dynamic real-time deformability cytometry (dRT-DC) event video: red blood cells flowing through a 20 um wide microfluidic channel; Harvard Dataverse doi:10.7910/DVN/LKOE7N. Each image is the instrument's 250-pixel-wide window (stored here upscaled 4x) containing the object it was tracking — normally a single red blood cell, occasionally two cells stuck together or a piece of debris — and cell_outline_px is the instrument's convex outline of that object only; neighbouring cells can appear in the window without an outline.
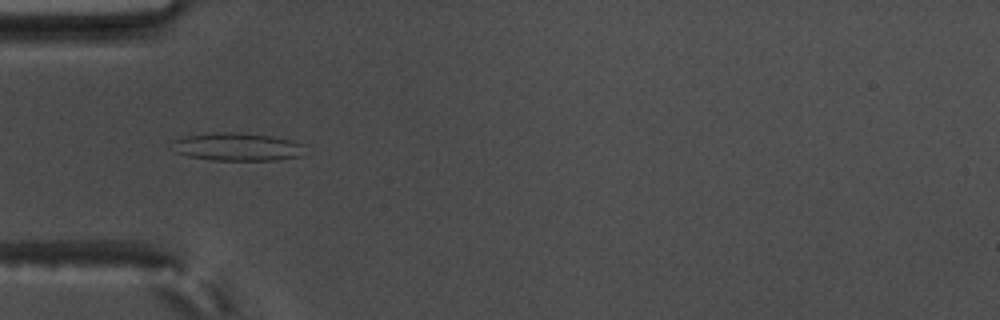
{"species": "common noctule bat (a hibernating species)", "species_latin": "Nyctalus noctula", "temperature_condition": "warm", "stored_images_in_passage": 43, "camera_frame_rate_fps": 3000, "um_per_image_px": 0.085, "animal": {"sex": "male", "body_mass_g": 17.5, "forearm_length_mm": 52.3}, "frame": {"image": 1, "passage_image": 4, "time_ms": 1.0, "image_size_px": [1000, 320], "cell_outline_px": [[300, 156], [276, 160], [212, 160], [188, 156], [176, 152], [172, 140], [184, 136], [220, 132], [240, 132], [272, 136], [292, 140], [300, 144]], "centroid_in_image_um": [20.11, 12.47], "position_along_channel_um": 64.9, "area_um2": 21.33}}
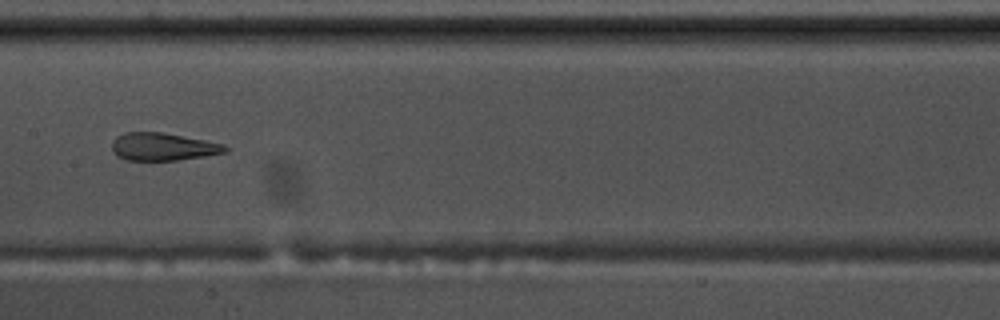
{"frame": {"image": 2, "passage_image": 15, "time_ms": 4.667, "image_size_px": [1000, 320], "cell_outline_px": [[228, 152], [204, 156], [176, 160], [124, 160], [116, 156], [112, 152], [112, 140], [116, 136], [124, 132], [160, 132], [204, 140], [224, 144], [228, 148]], "centroid_in_image_um": [13.8, 12.47], "position_along_channel_um": 193.6, "area_um2": 18.32}}
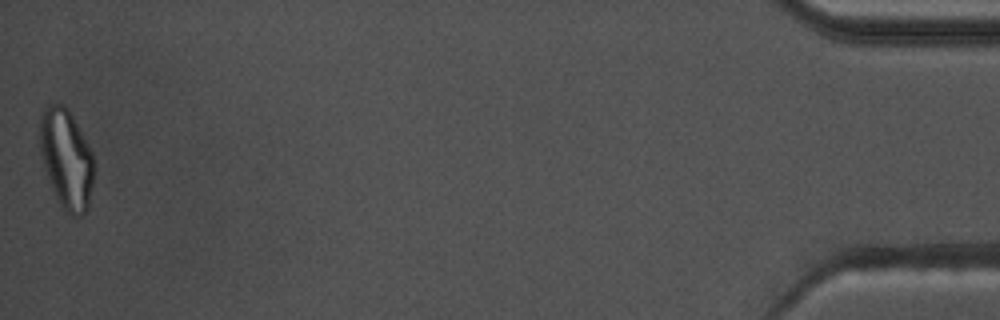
{"frame": {"image": 3, "passage_image": 43, "time_ms": 14.0, "image_size_px": [1000, 320], "cell_outline_px": [[92, 184], [88, 208], [84, 216], [72, 216], [60, 208], [52, 188], [40, 152], [40, 112], [44, 104], [64, 104], [68, 108], [92, 152]], "centroid_in_image_um": [5.62, 13.5], "position_along_channel_um": 429.6, "area_um2": 31.33}, "authors_computed_cell_mechanics": {"area_um2": 20.519, "velocity_mm_per_s": 3.546, "shape_relaxation_time_tau1_ms": null, "shape_relaxation_time_tau2_ms": 1.3368, "deformation_change_tau1": null, "deformation_change_tau2": 0.1053}}